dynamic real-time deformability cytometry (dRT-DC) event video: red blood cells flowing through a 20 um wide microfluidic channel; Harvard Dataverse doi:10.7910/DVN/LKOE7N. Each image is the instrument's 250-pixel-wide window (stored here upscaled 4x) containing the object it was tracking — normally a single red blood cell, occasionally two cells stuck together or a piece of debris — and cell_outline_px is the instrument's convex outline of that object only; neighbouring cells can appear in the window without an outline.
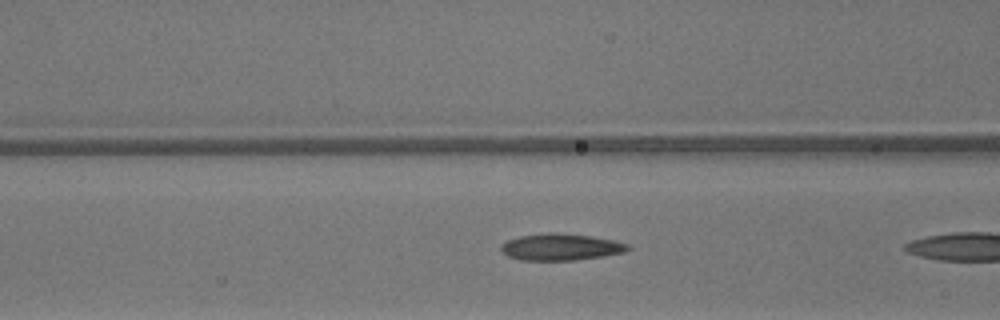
{"species": "common noctule bat (a hibernating species)", "species_latin": "Nyctalus noctula", "temperature_condition": "warm", "stored_images_in_passage": 19, "camera_frame_rate_fps": 3000, "um_per_image_px": 0.085, "animal": {"sex": "male", "body_mass_g": 13.3}, "frame": {"image": 1, "passage_image": 10, "time_ms": 3.0, "image_size_px": [1000, 320], "cell_outline_px": [[632, 248], [624, 252], [604, 256], [576, 260], [520, 260], [508, 256], [500, 252], [500, 244], [508, 240], [520, 236], [552, 232], [592, 236], [612, 240], [628, 244]], "centroid_in_image_um": [47.65, 21.0], "position_along_channel_um": 119.0, "area_um2": 19.77}}
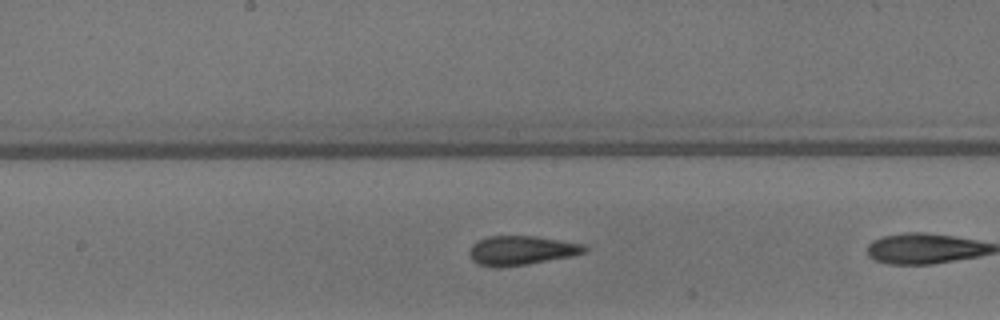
{"frame": {"image": 2, "passage_image": 16, "time_ms": 5.0, "image_size_px": [1000, 320], "cell_outline_px": [[588, 248], [584, 252], [572, 256], [528, 264], [496, 268], [492, 268], [480, 264], [472, 260], [468, 252], [472, 244], [488, 236], [532, 236], [584, 244]], "centroid_in_image_um": [44.28, 21.3], "position_along_channel_um": 203.9, "area_um2": 19.54}}